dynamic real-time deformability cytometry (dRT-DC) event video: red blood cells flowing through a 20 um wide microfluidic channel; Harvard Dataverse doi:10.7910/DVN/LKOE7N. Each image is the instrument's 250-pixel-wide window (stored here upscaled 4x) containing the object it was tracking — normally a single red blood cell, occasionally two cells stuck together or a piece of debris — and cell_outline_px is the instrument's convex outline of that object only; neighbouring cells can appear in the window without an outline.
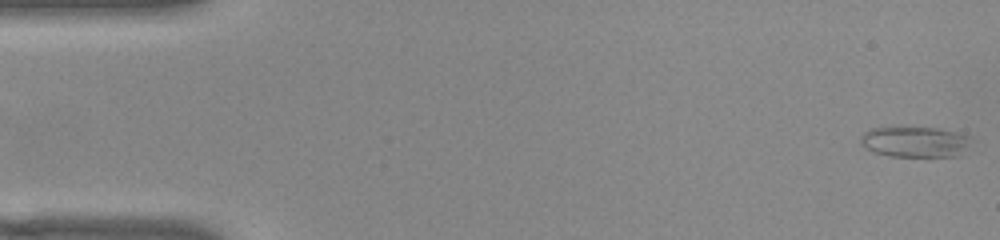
{"species": "common noctule bat (a hibernating species)", "species_latin": "Nyctalus noctula", "temperature_condition": "warm", "stored_images_in_passage": 54, "camera_frame_rate_fps": 3000, "um_per_image_px": 0.085, "animal": {"sex": "female", "body_mass_g": 22.0, "forearm_length_mm": 56.7}, "frame": {"image": 1, "passage_image": 1, "time_ms": 0.0, "image_size_px": [1000, 240], "cell_outline_px": [[968, 136], [964, 144], [956, 156], [892, 156], [876, 152], [864, 148], [860, 144], [860, 136], [864, 132], [872, 128], [892, 124], [940, 128]], "centroid_in_image_um": [77.57, 11.98], "position_along_channel_um": 7.4, "area_um2": 19.88}}
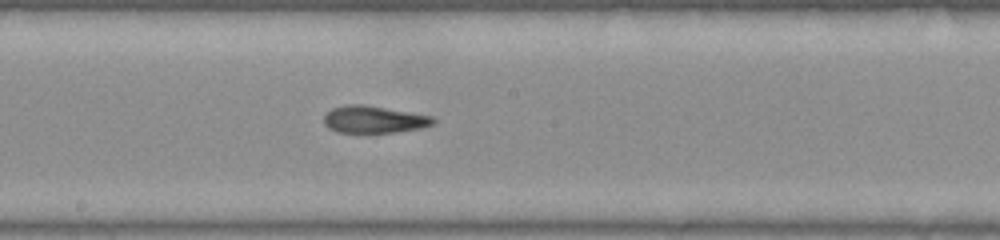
{"frame": {"image": 2, "passage_image": 28, "time_ms": 9.0, "image_size_px": [1000, 240], "cell_outline_px": [[436, 120], [432, 124], [420, 128], [396, 132], [336, 132], [328, 128], [324, 124], [324, 116], [332, 108], [348, 104], [364, 104], [432, 116]], "centroid_in_image_um": [31.76, 10.15], "position_along_channel_um": 216.4, "area_um2": 17.17}}
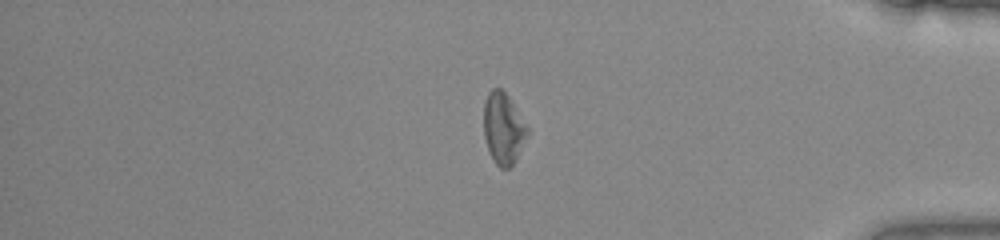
{"frame": {"image": 3, "passage_image": 44, "time_ms": 14.333, "image_size_px": [1000, 240], "cell_outline_px": [[528, 132], [516, 160], [508, 168], [500, 168], [496, 164], [488, 148], [484, 136], [484, 100], [488, 92], [492, 88], [500, 88], [508, 96], [528, 128]], "centroid_in_image_um": [42.76, 10.9], "position_along_channel_um": 392.4, "area_um2": 17.8}, "authors_computed_cell_mechanics": {"area_um2": 18.4382, "velocity_mm_per_s": 3.8523, "shape_relaxation_time_tau1_ms": null, "shape_relaxation_time_tau2_ms": 4.0659, "deformation_change_tau1": null, "deformation_change_tau2": 0.1361}}